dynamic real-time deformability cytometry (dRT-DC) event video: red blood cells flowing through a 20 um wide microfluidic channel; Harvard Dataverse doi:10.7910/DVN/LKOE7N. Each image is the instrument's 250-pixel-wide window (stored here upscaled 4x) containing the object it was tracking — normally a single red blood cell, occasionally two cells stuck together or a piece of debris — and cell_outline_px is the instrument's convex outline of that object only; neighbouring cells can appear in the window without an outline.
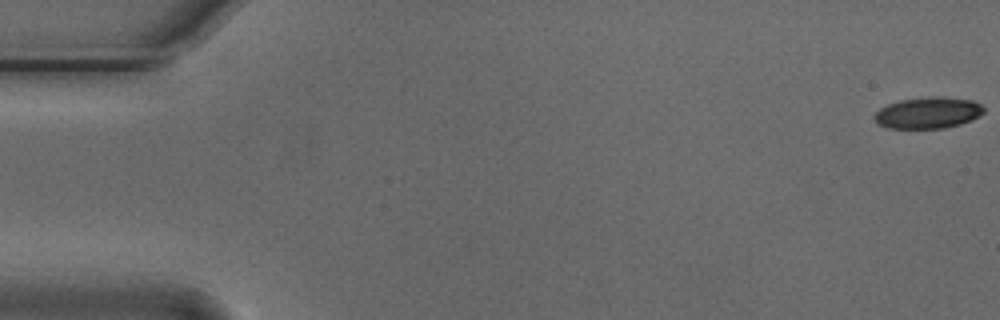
{"species": "Egyptian fruit bat (a non-hibernating species)", "species_latin": "Rousettus aegyptiacus", "temperature_condition": "cold", "stored_images_in_passage": 26, "camera_frame_rate_fps": 3000, "um_per_image_px": 0.085, "animal": {"sex": "male"}, "frame": {"image": 1, "passage_image": 1, "time_ms": 0.0, "image_size_px": [1000, 320], "cell_outline_px": [[984, 112], [972, 120], [960, 124], [944, 128], [888, 128], [876, 124], [872, 116], [880, 108], [888, 104], [900, 100], [928, 96], [940, 96], [972, 100], [980, 104], [984, 108]], "centroid_in_image_um": [78.85, 9.58], "position_along_channel_um": 6.1, "area_um2": 20.17}}
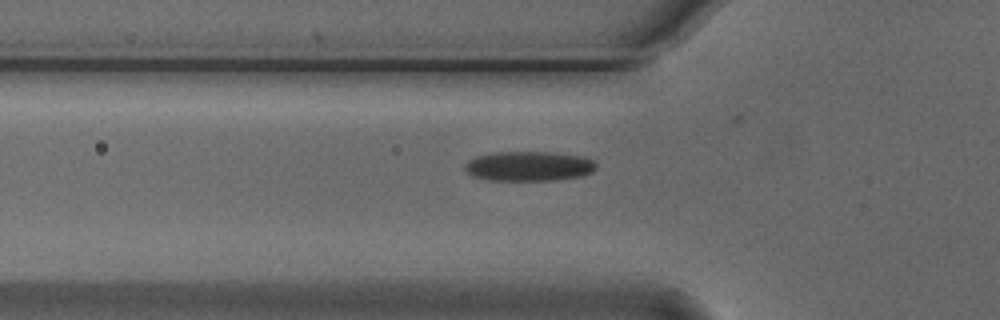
{"frame": {"image": 2, "passage_image": 19, "time_ms": 6.0, "image_size_px": [1000, 320], "cell_outline_px": [[596, 168], [592, 172], [580, 176], [552, 180], [488, 180], [472, 176], [464, 168], [464, 164], [468, 160], [476, 156], [496, 152], [552, 152], [580, 156], [592, 160], [596, 164]], "centroid_in_image_um": [44.92, 14.12], "position_along_channel_um": 80.9, "area_um2": 22.66}}
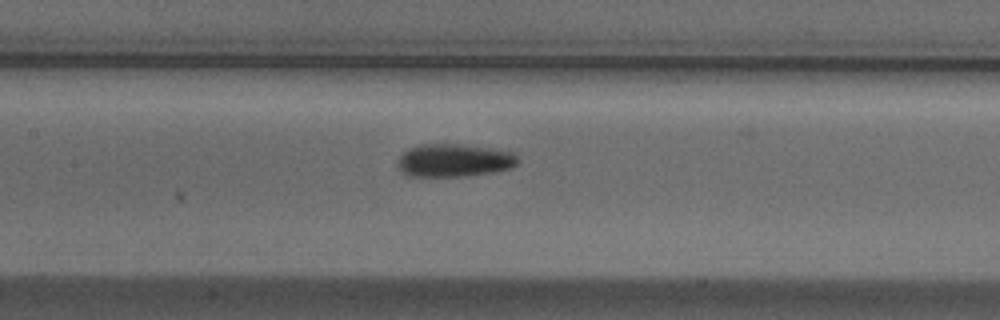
{"frame": {"image": 3, "passage_image": 26, "time_ms": 8.333, "image_size_px": [1000, 320], "cell_outline_px": [[520, 160], [512, 168], [492, 172], [468, 176], [408, 176], [400, 172], [396, 164], [400, 156], [408, 148], [416, 144], [460, 144], [516, 152]], "centroid_in_image_um": [38.59, 13.63], "position_along_channel_um": 168.8, "area_um2": 23.41}}